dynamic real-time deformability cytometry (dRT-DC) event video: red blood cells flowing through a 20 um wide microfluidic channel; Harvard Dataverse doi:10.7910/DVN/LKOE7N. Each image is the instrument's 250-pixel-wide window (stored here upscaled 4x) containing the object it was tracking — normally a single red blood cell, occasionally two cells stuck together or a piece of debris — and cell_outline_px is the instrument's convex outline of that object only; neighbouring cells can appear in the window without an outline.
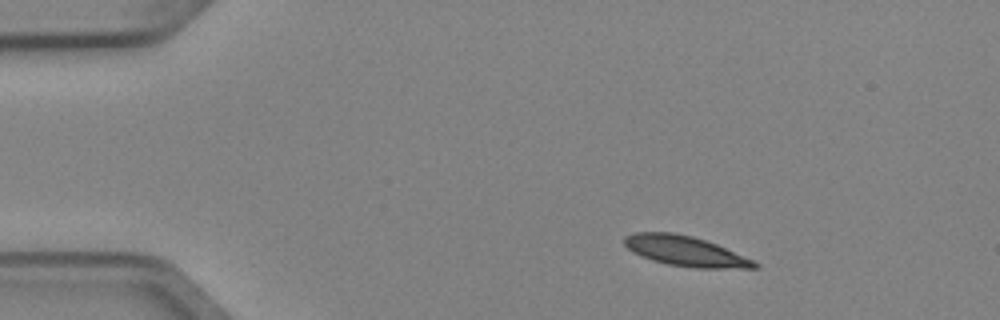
{"species": "Egyptian fruit bat (a non-hibernating species)", "species_latin": "Rousettus aegyptiacus", "temperature_condition": "cold", "stored_images_in_passage": 2, "camera_frame_rate_fps": 3000, "um_per_image_px": 0.085, "animal": {"sex": "female"}, "frame": {"image": 1, "passage_image": 1, "time_ms": 0.0, "image_size_px": [1000, 320], "cell_outline_px": [[760, 268], [696, 268], [668, 264], [652, 260], [640, 256], [632, 252], [624, 244], [624, 236], [636, 232], [672, 232], [692, 236], [716, 244], [752, 260], [760, 264]], "centroid_in_image_um": [58.22, 21.34], "position_along_channel_um": 26.8, "area_um2": 22.66}}